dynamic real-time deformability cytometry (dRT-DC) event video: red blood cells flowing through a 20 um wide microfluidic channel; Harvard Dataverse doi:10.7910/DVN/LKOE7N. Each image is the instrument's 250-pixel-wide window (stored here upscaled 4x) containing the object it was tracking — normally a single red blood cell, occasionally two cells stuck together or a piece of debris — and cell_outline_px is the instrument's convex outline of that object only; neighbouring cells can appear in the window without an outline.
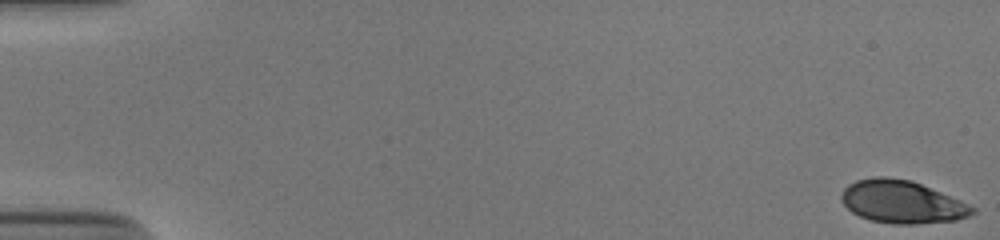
{"species": "human", "species_latin": "Homo sapiens", "temperature_condition": "cold", "stored_images_in_passage": 54, "camera_frame_rate_fps": 3000, "um_per_image_px": 0.085, "donor": {"sex": "male"}, "frame": {"image": 1, "passage_image": 1, "time_ms": 0.0, "image_size_px": [1000, 240], "cell_outline_px": [[976, 212], [968, 216], [956, 220], [916, 224], [892, 224], [872, 220], [860, 216], [852, 212], [840, 200], [840, 196], [844, 188], [848, 184], [856, 180], [872, 176], [888, 176], [912, 180], [960, 200], [976, 208]], "centroid_in_image_um": [76.65, 17.14], "position_along_channel_um": 8.4, "area_um2": 32.77}}
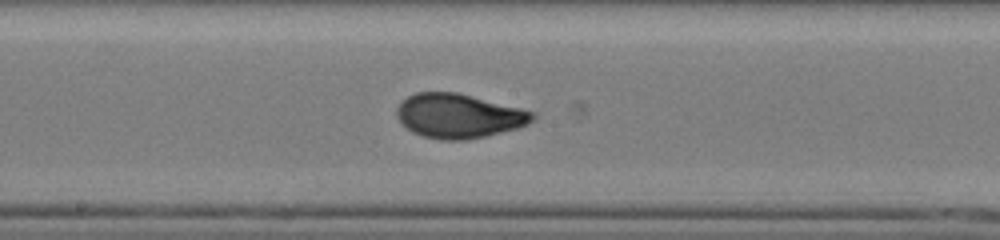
{"frame": {"image": 2, "passage_image": 30, "time_ms": 9.667, "image_size_px": [1000, 240], "cell_outline_px": [[536, 116], [528, 124], [516, 128], [484, 136], [464, 140], [440, 140], [424, 136], [412, 132], [396, 116], [396, 108], [408, 96], [416, 92], [456, 92], [536, 112]], "centroid_in_image_um": [38.99, 9.85], "position_along_channel_um": 209.2, "area_um2": 34.68}}
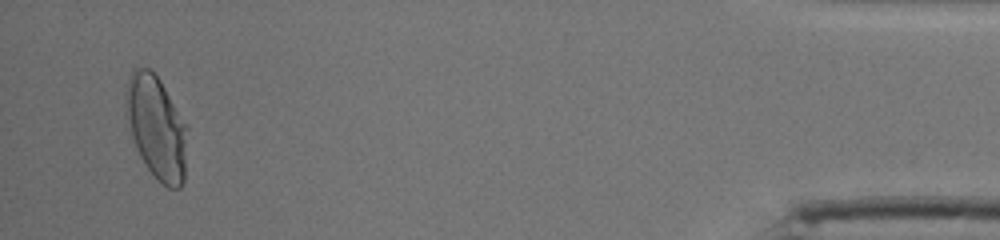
{"frame": {"image": 3, "passage_image": 52, "time_ms": 17.0, "image_size_px": [1000, 240], "cell_outline_px": [[188, 128], [184, 180], [180, 188], [168, 188], [156, 180], [140, 156], [124, 116], [124, 100], [128, 76], [132, 68], [148, 68], [160, 80], [188, 124]], "centroid_in_image_um": [13.29, 10.81], "position_along_channel_um": 421.9, "area_um2": 37.63}, "authors_computed_cell_mechanics": {"area_um2": 34.102, "velocity_mm_per_s": 3.8828, "shape_relaxation_time_tau1_ms": 5.6723, "shape_relaxation_time_tau2_ms": null, "deformation_change_tau1": 0.1972, "deformation_change_tau2": null}}